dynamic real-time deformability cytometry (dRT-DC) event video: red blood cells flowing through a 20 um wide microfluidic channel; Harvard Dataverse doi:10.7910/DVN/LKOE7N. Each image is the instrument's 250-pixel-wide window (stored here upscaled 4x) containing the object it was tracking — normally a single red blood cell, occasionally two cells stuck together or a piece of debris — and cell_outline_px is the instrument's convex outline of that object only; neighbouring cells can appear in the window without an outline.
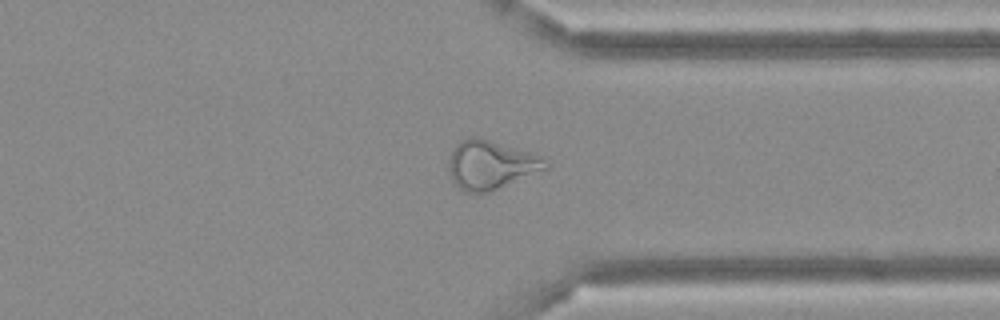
{"species": "Egyptian fruit bat (a non-hibernating species)", "species_latin": "Rousettus aegyptiacus", "temperature_condition": "cold", "stored_images_in_passage": 48, "camera_frame_rate_fps": 3000, "um_per_image_px": 0.085, "frame": {"image": 1, "passage_image": 37, "time_ms": 12.0, "image_size_px": [1000, 320], "cell_outline_px": [[548, 168], [488, 192], [464, 192], [452, 180], [448, 168], [448, 160], [452, 148], [460, 140], [468, 136], [476, 136], [532, 152], [540, 156], [548, 164]], "centroid_in_image_um": [41.67, 13.98], "position_along_channel_um": 369.7, "area_um2": 27.46}}
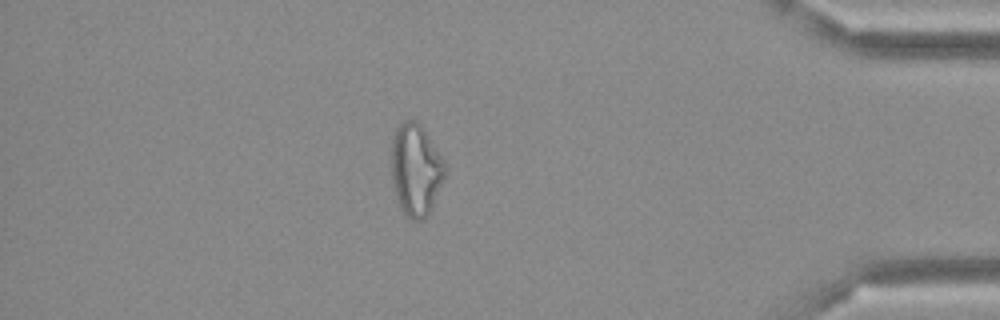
{"frame": {"image": 2, "passage_image": 42, "time_ms": 13.667, "image_size_px": [1000, 320], "cell_outline_px": [[448, 172], [432, 208], [428, 216], [424, 220], [412, 220], [400, 208], [396, 196], [392, 176], [392, 136], [396, 128], [404, 120], [416, 120], [420, 124], [444, 160], [448, 168]], "centroid_in_image_um": [35.38, 14.45], "position_along_channel_um": 399.8, "area_um2": 28.96}}